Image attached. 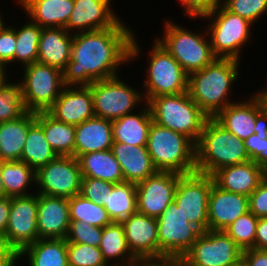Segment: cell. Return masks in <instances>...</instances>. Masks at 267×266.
I'll return each instance as SVG.
<instances>
[{
    "instance_id": "484cf974",
    "label": "cell",
    "mask_w": 267,
    "mask_h": 266,
    "mask_svg": "<svg viewBox=\"0 0 267 266\" xmlns=\"http://www.w3.org/2000/svg\"><path fill=\"white\" fill-rule=\"evenodd\" d=\"M73 34L63 27L42 28L37 62L63 71L70 61Z\"/></svg>"
},
{
    "instance_id": "6f0895ef",
    "label": "cell",
    "mask_w": 267,
    "mask_h": 266,
    "mask_svg": "<svg viewBox=\"0 0 267 266\" xmlns=\"http://www.w3.org/2000/svg\"><path fill=\"white\" fill-rule=\"evenodd\" d=\"M1 197H5V190H4L3 179H2L1 171H0V198Z\"/></svg>"
},
{
    "instance_id": "d6a6232c",
    "label": "cell",
    "mask_w": 267,
    "mask_h": 266,
    "mask_svg": "<svg viewBox=\"0 0 267 266\" xmlns=\"http://www.w3.org/2000/svg\"><path fill=\"white\" fill-rule=\"evenodd\" d=\"M35 121L57 156H74L75 126L56 120L47 111L35 112Z\"/></svg>"
},
{
    "instance_id": "5b68a950",
    "label": "cell",
    "mask_w": 267,
    "mask_h": 266,
    "mask_svg": "<svg viewBox=\"0 0 267 266\" xmlns=\"http://www.w3.org/2000/svg\"><path fill=\"white\" fill-rule=\"evenodd\" d=\"M147 104L157 125L182 133L195 144L198 142L209 117L189 97L188 92L160 95L151 98Z\"/></svg>"
},
{
    "instance_id": "1f68e13d",
    "label": "cell",
    "mask_w": 267,
    "mask_h": 266,
    "mask_svg": "<svg viewBox=\"0 0 267 266\" xmlns=\"http://www.w3.org/2000/svg\"><path fill=\"white\" fill-rule=\"evenodd\" d=\"M99 249L105 262L113 266L129 265L138 261L128 247L121 222H112L102 228Z\"/></svg>"
},
{
    "instance_id": "83f0119b",
    "label": "cell",
    "mask_w": 267,
    "mask_h": 266,
    "mask_svg": "<svg viewBox=\"0 0 267 266\" xmlns=\"http://www.w3.org/2000/svg\"><path fill=\"white\" fill-rule=\"evenodd\" d=\"M137 114H126L112 121L114 142H122L135 146H147L148 132L153 122L150 108L147 103Z\"/></svg>"
},
{
    "instance_id": "52a82bcc",
    "label": "cell",
    "mask_w": 267,
    "mask_h": 266,
    "mask_svg": "<svg viewBox=\"0 0 267 266\" xmlns=\"http://www.w3.org/2000/svg\"><path fill=\"white\" fill-rule=\"evenodd\" d=\"M201 18L210 21L206 29L214 56L240 61L242 47L250 40L251 26L254 25L224 6L217 7Z\"/></svg>"
},
{
    "instance_id": "7402d4cb",
    "label": "cell",
    "mask_w": 267,
    "mask_h": 266,
    "mask_svg": "<svg viewBox=\"0 0 267 266\" xmlns=\"http://www.w3.org/2000/svg\"><path fill=\"white\" fill-rule=\"evenodd\" d=\"M249 212V197L228 192L213 183L208 200V230H223Z\"/></svg>"
},
{
    "instance_id": "8d00e7d4",
    "label": "cell",
    "mask_w": 267,
    "mask_h": 266,
    "mask_svg": "<svg viewBox=\"0 0 267 266\" xmlns=\"http://www.w3.org/2000/svg\"><path fill=\"white\" fill-rule=\"evenodd\" d=\"M18 28H16L15 63L20 62L23 67L37 62L42 28L30 19Z\"/></svg>"
},
{
    "instance_id": "30bf717a",
    "label": "cell",
    "mask_w": 267,
    "mask_h": 266,
    "mask_svg": "<svg viewBox=\"0 0 267 266\" xmlns=\"http://www.w3.org/2000/svg\"><path fill=\"white\" fill-rule=\"evenodd\" d=\"M23 68L24 76L20 84L26 109L32 112L47 111L65 87L62 71L40 62Z\"/></svg>"
},
{
    "instance_id": "74e56055",
    "label": "cell",
    "mask_w": 267,
    "mask_h": 266,
    "mask_svg": "<svg viewBox=\"0 0 267 266\" xmlns=\"http://www.w3.org/2000/svg\"><path fill=\"white\" fill-rule=\"evenodd\" d=\"M0 78V123L18 119L28 112L20 82Z\"/></svg>"
},
{
    "instance_id": "ab89813d",
    "label": "cell",
    "mask_w": 267,
    "mask_h": 266,
    "mask_svg": "<svg viewBox=\"0 0 267 266\" xmlns=\"http://www.w3.org/2000/svg\"><path fill=\"white\" fill-rule=\"evenodd\" d=\"M257 222L258 218L249 211L239 216L224 231L244 251L255 248Z\"/></svg>"
},
{
    "instance_id": "816d5d0a",
    "label": "cell",
    "mask_w": 267,
    "mask_h": 266,
    "mask_svg": "<svg viewBox=\"0 0 267 266\" xmlns=\"http://www.w3.org/2000/svg\"><path fill=\"white\" fill-rule=\"evenodd\" d=\"M255 249L267 250V217L258 218L255 235Z\"/></svg>"
},
{
    "instance_id": "4fadbf2b",
    "label": "cell",
    "mask_w": 267,
    "mask_h": 266,
    "mask_svg": "<svg viewBox=\"0 0 267 266\" xmlns=\"http://www.w3.org/2000/svg\"><path fill=\"white\" fill-rule=\"evenodd\" d=\"M243 250L223 230L202 232L182 257L186 266H231Z\"/></svg>"
},
{
    "instance_id": "f1b7e54d",
    "label": "cell",
    "mask_w": 267,
    "mask_h": 266,
    "mask_svg": "<svg viewBox=\"0 0 267 266\" xmlns=\"http://www.w3.org/2000/svg\"><path fill=\"white\" fill-rule=\"evenodd\" d=\"M35 112L28 111L18 119L0 123V161H20L29 127Z\"/></svg>"
},
{
    "instance_id": "681fc988",
    "label": "cell",
    "mask_w": 267,
    "mask_h": 266,
    "mask_svg": "<svg viewBox=\"0 0 267 266\" xmlns=\"http://www.w3.org/2000/svg\"><path fill=\"white\" fill-rule=\"evenodd\" d=\"M17 261V251L9 244L6 235L0 234V266H15Z\"/></svg>"
},
{
    "instance_id": "c3c4849f",
    "label": "cell",
    "mask_w": 267,
    "mask_h": 266,
    "mask_svg": "<svg viewBox=\"0 0 267 266\" xmlns=\"http://www.w3.org/2000/svg\"><path fill=\"white\" fill-rule=\"evenodd\" d=\"M188 18H200L219 7L218 0H179Z\"/></svg>"
},
{
    "instance_id": "f6af8a7d",
    "label": "cell",
    "mask_w": 267,
    "mask_h": 266,
    "mask_svg": "<svg viewBox=\"0 0 267 266\" xmlns=\"http://www.w3.org/2000/svg\"><path fill=\"white\" fill-rule=\"evenodd\" d=\"M114 183L96 178L82 177L80 194L96 203L105 206L108 193L112 192Z\"/></svg>"
},
{
    "instance_id": "f907efd6",
    "label": "cell",
    "mask_w": 267,
    "mask_h": 266,
    "mask_svg": "<svg viewBox=\"0 0 267 266\" xmlns=\"http://www.w3.org/2000/svg\"><path fill=\"white\" fill-rule=\"evenodd\" d=\"M242 258L248 266H267V250L246 249L242 253Z\"/></svg>"
},
{
    "instance_id": "3957f363",
    "label": "cell",
    "mask_w": 267,
    "mask_h": 266,
    "mask_svg": "<svg viewBox=\"0 0 267 266\" xmlns=\"http://www.w3.org/2000/svg\"><path fill=\"white\" fill-rule=\"evenodd\" d=\"M196 150V172L213 175L217 170L251 161L242 139L226 130L214 118L204 124Z\"/></svg>"
},
{
    "instance_id": "d6986e66",
    "label": "cell",
    "mask_w": 267,
    "mask_h": 266,
    "mask_svg": "<svg viewBox=\"0 0 267 266\" xmlns=\"http://www.w3.org/2000/svg\"><path fill=\"white\" fill-rule=\"evenodd\" d=\"M121 223L128 247L138 260L159 259L156 218L136 212Z\"/></svg>"
},
{
    "instance_id": "ee69618b",
    "label": "cell",
    "mask_w": 267,
    "mask_h": 266,
    "mask_svg": "<svg viewBox=\"0 0 267 266\" xmlns=\"http://www.w3.org/2000/svg\"><path fill=\"white\" fill-rule=\"evenodd\" d=\"M231 13L239 15L252 24L267 13V0H231L225 6Z\"/></svg>"
},
{
    "instance_id": "44dd1931",
    "label": "cell",
    "mask_w": 267,
    "mask_h": 266,
    "mask_svg": "<svg viewBox=\"0 0 267 266\" xmlns=\"http://www.w3.org/2000/svg\"><path fill=\"white\" fill-rule=\"evenodd\" d=\"M69 225L68 198L38 193L37 228L39 239H65Z\"/></svg>"
},
{
    "instance_id": "603a6c76",
    "label": "cell",
    "mask_w": 267,
    "mask_h": 266,
    "mask_svg": "<svg viewBox=\"0 0 267 266\" xmlns=\"http://www.w3.org/2000/svg\"><path fill=\"white\" fill-rule=\"evenodd\" d=\"M267 170L254 161L223 167L213 175L214 183L221 189L247 197L266 177Z\"/></svg>"
},
{
    "instance_id": "ffe728a7",
    "label": "cell",
    "mask_w": 267,
    "mask_h": 266,
    "mask_svg": "<svg viewBox=\"0 0 267 266\" xmlns=\"http://www.w3.org/2000/svg\"><path fill=\"white\" fill-rule=\"evenodd\" d=\"M47 112L56 120L79 125L95 116L89 86H65Z\"/></svg>"
},
{
    "instance_id": "277c9868",
    "label": "cell",
    "mask_w": 267,
    "mask_h": 266,
    "mask_svg": "<svg viewBox=\"0 0 267 266\" xmlns=\"http://www.w3.org/2000/svg\"><path fill=\"white\" fill-rule=\"evenodd\" d=\"M147 149L158 171L187 175L196 172L195 143L186 135L152 122Z\"/></svg>"
},
{
    "instance_id": "e0dca14e",
    "label": "cell",
    "mask_w": 267,
    "mask_h": 266,
    "mask_svg": "<svg viewBox=\"0 0 267 266\" xmlns=\"http://www.w3.org/2000/svg\"><path fill=\"white\" fill-rule=\"evenodd\" d=\"M214 119L239 139H247L256 133L266 121L263 101L258 93L246 101H236L221 110Z\"/></svg>"
},
{
    "instance_id": "be15d7a7",
    "label": "cell",
    "mask_w": 267,
    "mask_h": 266,
    "mask_svg": "<svg viewBox=\"0 0 267 266\" xmlns=\"http://www.w3.org/2000/svg\"><path fill=\"white\" fill-rule=\"evenodd\" d=\"M259 92H267V88L263 89V90H259Z\"/></svg>"
},
{
    "instance_id": "7dc6e473",
    "label": "cell",
    "mask_w": 267,
    "mask_h": 266,
    "mask_svg": "<svg viewBox=\"0 0 267 266\" xmlns=\"http://www.w3.org/2000/svg\"><path fill=\"white\" fill-rule=\"evenodd\" d=\"M249 211L257 218L267 217V175L249 195Z\"/></svg>"
},
{
    "instance_id": "f546056e",
    "label": "cell",
    "mask_w": 267,
    "mask_h": 266,
    "mask_svg": "<svg viewBox=\"0 0 267 266\" xmlns=\"http://www.w3.org/2000/svg\"><path fill=\"white\" fill-rule=\"evenodd\" d=\"M18 256H26L29 266H69L66 239H38Z\"/></svg>"
},
{
    "instance_id": "8992f818",
    "label": "cell",
    "mask_w": 267,
    "mask_h": 266,
    "mask_svg": "<svg viewBox=\"0 0 267 266\" xmlns=\"http://www.w3.org/2000/svg\"><path fill=\"white\" fill-rule=\"evenodd\" d=\"M186 28L177 25L171 19H166L164 34L155 40L172 55L189 76L211 64L216 57L212 52L206 28L199 34Z\"/></svg>"
},
{
    "instance_id": "2e32d148",
    "label": "cell",
    "mask_w": 267,
    "mask_h": 266,
    "mask_svg": "<svg viewBox=\"0 0 267 266\" xmlns=\"http://www.w3.org/2000/svg\"><path fill=\"white\" fill-rule=\"evenodd\" d=\"M176 172L157 171L136 184L137 212L158 218L174 201L178 179Z\"/></svg>"
},
{
    "instance_id": "94428289",
    "label": "cell",
    "mask_w": 267,
    "mask_h": 266,
    "mask_svg": "<svg viewBox=\"0 0 267 266\" xmlns=\"http://www.w3.org/2000/svg\"><path fill=\"white\" fill-rule=\"evenodd\" d=\"M231 0H218L219 6H225Z\"/></svg>"
},
{
    "instance_id": "11a10c76",
    "label": "cell",
    "mask_w": 267,
    "mask_h": 266,
    "mask_svg": "<svg viewBox=\"0 0 267 266\" xmlns=\"http://www.w3.org/2000/svg\"><path fill=\"white\" fill-rule=\"evenodd\" d=\"M258 95L261 97L264 107H265V112H266V121H267V92H258Z\"/></svg>"
},
{
    "instance_id": "7a4b0ae2",
    "label": "cell",
    "mask_w": 267,
    "mask_h": 266,
    "mask_svg": "<svg viewBox=\"0 0 267 266\" xmlns=\"http://www.w3.org/2000/svg\"><path fill=\"white\" fill-rule=\"evenodd\" d=\"M240 61L216 58L202 70L188 76L189 97L209 117L214 118L221 110L236 101H230L233 82L239 78Z\"/></svg>"
},
{
    "instance_id": "680465c9",
    "label": "cell",
    "mask_w": 267,
    "mask_h": 266,
    "mask_svg": "<svg viewBox=\"0 0 267 266\" xmlns=\"http://www.w3.org/2000/svg\"><path fill=\"white\" fill-rule=\"evenodd\" d=\"M231 266H248V265L245 262V260L243 258H241L238 262H236L235 264H233Z\"/></svg>"
},
{
    "instance_id": "cb8c5ba5",
    "label": "cell",
    "mask_w": 267,
    "mask_h": 266,
    "mask_svg": "<svg viewBox=\"0 0 267 266\" xmlns=\"http://www.w3.org/2000/svg\"><path fill=\"white\" fill-rule=\"evenodd\" d=\"M111 151L120 164L124 181L138 184L158 171L153 165L147 146L113 142Z\"/></svg>"
},
{
    "instance_id": "f5cc1de1",
    "label": "cell",
    "mask_w": 267,
    "mask_h": 266,
    "mask_svg": "<svg viewBox=\"0 0 267 266\" xmlns=\"http://www.w3.org/2000/svg\"><path fill=\"white\" fill-rule=\"evenodd\" d=\"M11 208V197L0 198V234H5Z\"/></svg>"
},
{
    "instance_id": "9a60e30c",
    "label": "cell",
    "mask_w": 267,
    "mask_h": 266,
    "mask_svg": "<svg viewBox=\"0 0 267 266\" xmlns=\"http://www.w3.org/2000/svg\"><path fill=\"white\" fill-rule=\"evenodd\" d=\"M38 193L11 197V208L5 235L19 254L39 239L37 228Z\"/></svg>"
},
{
    "instance_id": "ba28073f",
    "label": "cell",
    "mask_w": 267,
    "mask_h": 266,
    "mask_svg": "<svg viewBox=\"0 0 267 266\" xmlns=\"http://www.w3.org/2000/svg\"><path fill=\"white\" fill-rule=\"evenodd\" d=\"M149 51V65L144 81L145 103L160 95L187 92L188 75L172 55L156 40Z\"/></svg>"
},
{
    "instance_id": "4dcf8cb0",
    "label": "cell",
    "mask_w": 267,
    "mask_h": 266,
    "mask_svg": "<svg viewBox=\"0 0 267 266\" xmlns=\"http://www.w3.org/2000/svg\"><path fill=\"white\" fill-rule=\"evenodd\" d=\"M77 160L82 177L96 178L114 184L124 182L120 164L111 149L83 154Z\"/></svg>"
},
{
    "instance_id": "7bdbcfd3",
    "label": "cell",
    "mask_w": 267,
    "mask_h": 266,
    "mask_svg": "<svg viewBox=\"0 0 267 266\" xmlns=\"http://www.w3.org/2000/svg\"><path fill=\"white\" fill-rule=\"evenodd\" d=\"M243 141L251 161L267 170V121L259 127L256 133Z\"/></svg>"
},
{
    "instance_id": "d590c367",
    "label": "cell",
    "mask_w": 267,
    "mask_h": 266,
    "mask_svg": "<svg viewBox=\"0 0 267 266\" xmlns=\"http://www.w3.org/2000/svg\"><path fill=\"white\" fill-rule=\"evenodd\" d=\"M104 208L112 222H122L137 212L136 184L127 181L115 183L108 193Z\"/></svg>"
},
{
    "instance_id": "ac0fdd59",
    "label": "cell",
    "mask_w": 267,
    "mask_h": 266,
    "mask_svg": "<svg viewBox=\"0 0 267 266\" xmlns=\"http://www.w3.org/2000/svg\"><path fill=\"white\" fill-rule=\"evenodd\" d=\"M112 0H74V9L65 29L70 34L127 27L112 9Z\"/></svg>"
},
{
    "instance_id": "bcb514c9",
    "label": "cell",
    "mask_w": 267,
    "mask_h": 266,
    "mask_svg": "<svg viewBox=\"0 0 267 266\" xmlns=\"http://www.w3.org/2000/svg\"><path fill=\"white\" fill-rule=\"evenodd\" d=\"M16 27L6 25L0 31V61L7 66L15 63Z\"/></svg>"
},
{
    "instance_id": "836d02e7",
    "label": "cell",
    "mask_w": 267,
    "mask_h": 266,
    "mask_svg": "<svg viewBox=\"0 0 267 266\" xmlns=\"http://www.w3.org/2000/svg\"><path fill=\"white\" fill-rule=\"evenodd\" d=\"M0 171L5 197L26 196L36 193H29L27 189L36 184V171L25 162L0 161Z\"/></svg>"
},
{
    "instance_id": "9f6ffc18",
    "label": "cell",
    "mask_w": 267,
    "mask_h": 266,
    "mask_svg": "<svg viewBox=\"0 0 267 266\" xmlns=\"http://www.w3.org/2000/svg\"><path fill=\"white\" fill-rule=\"evenodd\" d=\"M7 67L0 61V77L1 78H5V77H9L7 76V74L9 75V73H7Z\"/></svg>"
},
{
    "instance_id": "60d3db41",
    "label": "cell",
    "mask_w": 267,
    "mask_h": 266,
    "mask_svg": "<svg viewBox=\"0 0 267 266\" xmlns=\"http://www.w3.org/2000/svg\"><path fill=\"white\" fill-rule=\"evenodd\" d=\"M69 266H101L106 262L99 247L83 243L67 242Z\"/></svg>"
},
{
    "instance_id": "4316f807",
    "label": "cell",
    "mask_w": 267,
    "mask_h": 266,
    "mask_svg": "<svg viewBox=\"0 0 267 266\" xmlns=\"http://www.w3.org/2000/svg\"><path fill=\"white\" fill-rule=\"evenodd\" d=\"M27 17L41 28L63 27L74 9V0H17Z\"/></svg>"
},
{
    "instance_id": "6125c7cd",
    "label": "cell",
    "mask_w": 267,
    "mask_h": 266,
    "mask_svg": "<svg viewBox=\"0 0 267 266\" xmlns=\"http://www.w3.org/2000/svg\"><path fill=\"white\" fill-rule=\"evenodd\" d=\"M2 14H0V31L4 28V26H5V23H4V21H3V17L1 16Z\"/></svg>"
},
{
    "instance_id": "e7e4bbea",
    "label": "cell",
    "mask_w": 267,
    "mask_h": 266,
    "mask_svg": "<svg viewBox=\"0 0 267 266\" xmlns=\"http://www.w3.org/2000/svg\"><path fill=\"white\" fill-rule=\"evenodd\" d=\"M101 266H113V265L106 263L105 265H101Z\"/></svg>"
},
{
    "instance_id": "b9f144b4",
    "label": "cell",
    "mask_w": 267,
    "mask_h": 266,
    "mask_svg": "<svg viewBox=\"0 0 267 266\" xmlns=\"http://www.w3.org/2000/svg\"><path fill=\"white\" fill-rule=\"evenodd\" d=\"M102 237V228L89 225L82 221L70 220L69 230L66 236L67 242L83 243L99 247Z\"/></svg>"
},
{
    "instance_id": "d4e9b609",
    "label": "cell",
    "mask_w": 267,
    "mask_h": 266,
    "mask_svg": "<svg viewBox=\"0 0 267 266\" xmlns=\"http://www.w3.org/2000/svg\"><path fill=\"white\" fill-rule=\"evenodd\" d=\"M113 142L112 121L94 116L75 126L74 157L109 150Z\"/></svg>"
},
{
    "instance_id": "7c38bea8",
    "label": "cell",
    "mask_w": 267,
    "mask_h": 266,
    "mask_svg": "<svg viewBox=\"0 0 267 266\" xmlns=\"http://www.w3.org/2000/svg\"><path fill=\"white\" fill-rule=\"evenodd\" d=\"M213 183L211 175L194 172L182 175L175 190L174 202L201 232L208 230V200Z\"/></svg>"
},
{
    "instance_id": "5bb4252c",
    "label": "cell",
    "mask_w": 267,
    "mask_h": 266,
    "mask_svg": "<svg viewBox=\"0 0 267 266\" xmlns=\"http://www.w3.org/2000/svg\"><path fill=\"white\" fill-rule=\"evenodd\" d=\"M82 175L74 156H57L36 171L37 193L71 198L80 194Z\"/></svg>"
},
{
    "instance_id": "8fae6325",
    "label": "cell",
    "mask_w": 267,
    "mask_h": 266,
    "mask_svg": "<svg viewBox=\"0 0 267 266\" xmlns=\"http://www.w3.org/2000/svg\"><path fill=\"white\" fill-rule=\"evenodd\" d=\"M156 220L159 259L182 258L202 233L188 221L174 201Z\"/></svg>"
},
{
    "instance_id": "f35d334b",
    "label": "cell",
    "mask_w": 267,
    "mask_h": 266,
    "mask_svg": "<svg viewBox=\"0 0 267 266\" xmlns=\"http://www.w3.org/2000/svg\"><path fill=\"white\" fill-rule=\"evenodd\" d=\"M68 203L70 220L82 221L100 228L112 223L104 206L97 205L81 194L68 198Z\"/></svg>"
},
{
    "instance_id": "6da1fadb",
    "label": "cell",
    "mask_w": 267,
    "mask_h": 266,
    "mask_svg": "<svg viewBox=\"0 0 267 266\" xmlns=\"http://www.w3.org/2000/svg\"><path fill=\"white\" fill-rule=\"evenodd\" d=\"M128 27L73 34L71 58L62 71L64 86H89L119 75L121 64L137 59L140 46Z\"/></svg>"
},
{
    "instance_id": "91938a15",
    "label": "cell",
    "mask_w": 267,
    "mask_h": 266,
    "mask_svg": "<svg viewBox=\"0 0 267 266\" xmlns=\"http://www.w3.org/2000/svg\"><path fill=\"white\" fill-rule=\"evenodd\" d=\"M123 266H143V260H138L132 264L129 265H123Z\"/></svg>"
},
{
    "instance_id": "9c48e42d",
    "label": "cell",
    "mask_w": 267,
    "mask_h": 266,
    "mask_svg": "<svg viewBox=\"0 0 267 266\" xmlns=\"http://www.w3.org/2000/svg\"><path fill=\"white\" fill-rule=\"evenodd\" d=\"M121 75L94 81L89 85L95 116L115 120L133 113L139 102H145L144 93L122 81ZM141 92V93H140ZM136 106V107H135Z\"/></svg>"
},
{
    "instance_id": "db71d44e",
    "label": "cell",
    "mask_w": 267,
    "mask_h": 266,
    "mask_svg": "<svg viewBox=\"0 0 267 266\" xmlns=\"http://www.w3.org/2000/svg\"><path fill=\"white\" fill-rule=\"evenodd\" d=\"M143 266H186L182 258L143 260Z\"/></svg>"
},
{
    "instance_id": "e575fe53",
    "label": "cell",
    "mask_w": 267,
    "mask_h": 266,
    "mask_svg": "<svg viewBox=\"0 0 267 266\" xmlns=\"http://www.w3.org/2000/svg\"><path fill=\"white\" fill-rule=\"evenodd\" d=\"M57 157L42 127L35 121L28 130L20 161L37 171Z\"/></svg>"
}]
</instances>
